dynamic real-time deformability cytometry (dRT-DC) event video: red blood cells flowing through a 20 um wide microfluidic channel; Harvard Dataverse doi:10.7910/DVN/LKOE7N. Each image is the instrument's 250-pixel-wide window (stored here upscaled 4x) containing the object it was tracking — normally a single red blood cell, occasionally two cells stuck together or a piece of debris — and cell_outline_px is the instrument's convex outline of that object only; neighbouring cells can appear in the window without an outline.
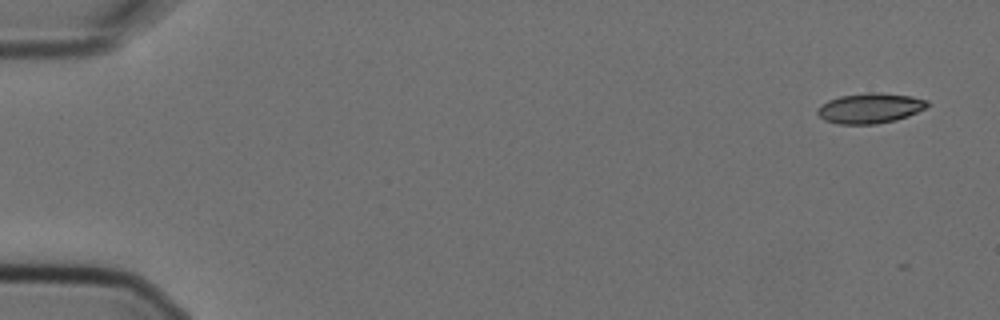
{"species": "Egyptian fruit bat (a non-hibernating species)", "species_latin": "Rousettus aegyptiacus", "temperature_condition": "cold", "stored_images_in_passage": 6, "camera_frame_rate_fps": 3000, "um_per_image_px": 0.085, "animal": {"sex": "female"}, "frame": {"image": 1, "passage_image": 1, "time_ms": 0.0, "image_size_px": [1000, 320], "cell_outline_px": [[928, 104], [924, 108], [908, 116], [896, 120], [876, 124], [836, 124], [824, 120], [816, 112], [816, 108], [820, 104], [828, 100], [840, 96], [868, 92], [880, 92], [912, 96], [928, 100]], "centroid_in_image_um": [73.91, 9.19], "position_along_channel_um": 11.1, "area_um2": 19.48}}
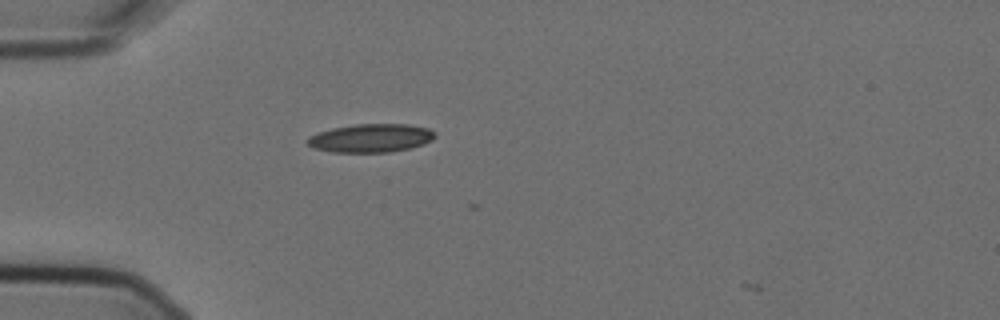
{"frame": {"image": 2, "passage_image": 5, "time_ms": 1.333, "image_size_px": [1000, 320], "cell_outline_px": [[436, 136], [432, 140], [424, 144], [408, 148], [388, 152], [332, 152], [312, 148], [304, 140], [308, 136], [332, 128], [356, 124], [408, 124], [428, 128], [436, 132]], "centroid_in_image_um": [31.51, 11.73], "position_along_channel_um": 53.5, "area_um2": 21.21}}